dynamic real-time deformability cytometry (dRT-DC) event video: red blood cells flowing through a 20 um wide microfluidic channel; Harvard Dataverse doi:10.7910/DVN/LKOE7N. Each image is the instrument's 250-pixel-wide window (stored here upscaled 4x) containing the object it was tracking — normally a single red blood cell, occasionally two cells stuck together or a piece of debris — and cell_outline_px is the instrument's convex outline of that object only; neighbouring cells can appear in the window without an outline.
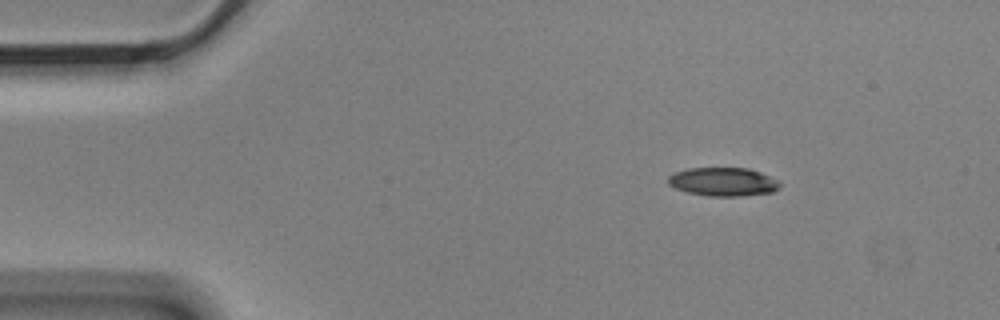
{"species": "Egyptian fruit bat (a non-hibernating species)", "species_latin": "Rousettus aegyptiacus", "temperature_condition": "cold", "stored_images_in_passage": 2, "camera_frame_rate_fps": 3000, "um_per_image_px": 0.085, "animal": {"sex": "male"}, "frame": {"image": 1, "passage_image": 1, "time_ms": 0.0, "image_size_px": [1000, 320], "cell_outline_px": [[780, 184], [772, 192], [740, 196], [708, 196], [688, 192], [676, 188], [668, 184], [668, 176], [676, 172], [688, 168], [748, 168], [760, 172], [780, 180]], "centroid_in_image_um": [61.47, 15.44], "position_along_channel_um": 23.5, "area_um2": 18.5}}